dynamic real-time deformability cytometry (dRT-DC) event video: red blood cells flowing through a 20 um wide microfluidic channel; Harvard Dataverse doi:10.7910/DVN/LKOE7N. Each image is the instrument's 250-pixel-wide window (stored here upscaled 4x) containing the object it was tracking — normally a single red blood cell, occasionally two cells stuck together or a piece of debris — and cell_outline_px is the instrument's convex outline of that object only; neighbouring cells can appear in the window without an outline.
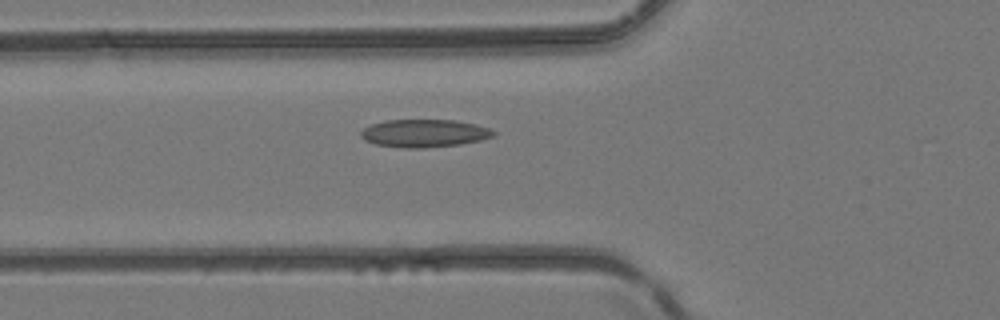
{"species": "common noctule bat (a hibernating species)", "species_latin": "Nyctalus noctula", "temperature_condition": "room temperature", "stored_images_in_passage": 3, "camera_frame_rate_fps": 3000, "um_per_image_px": 0.085, "animal": {"sex": "female", "body_mass_g": 24.6, "forearm_length_mm": 56.2}, "frame": {"image": 1, "passage_image": 3, "time_ms": 0.667, "image_size_px": [1000, 320], "cell_outline_px": [[496, 136], [480, 140], [460, 144], [424, 148], [404, 148], [376, 144], [364, 140], [360, 136], [360, 132], [364, 128], [372, 124], [384, 120], [456, 120], [476, 124], [488, 128], [496, 132]], "centroid_in_image_um": [36.07, 11.32], "position_along_channel_um": 89.7, "area_um2": 21.56}}